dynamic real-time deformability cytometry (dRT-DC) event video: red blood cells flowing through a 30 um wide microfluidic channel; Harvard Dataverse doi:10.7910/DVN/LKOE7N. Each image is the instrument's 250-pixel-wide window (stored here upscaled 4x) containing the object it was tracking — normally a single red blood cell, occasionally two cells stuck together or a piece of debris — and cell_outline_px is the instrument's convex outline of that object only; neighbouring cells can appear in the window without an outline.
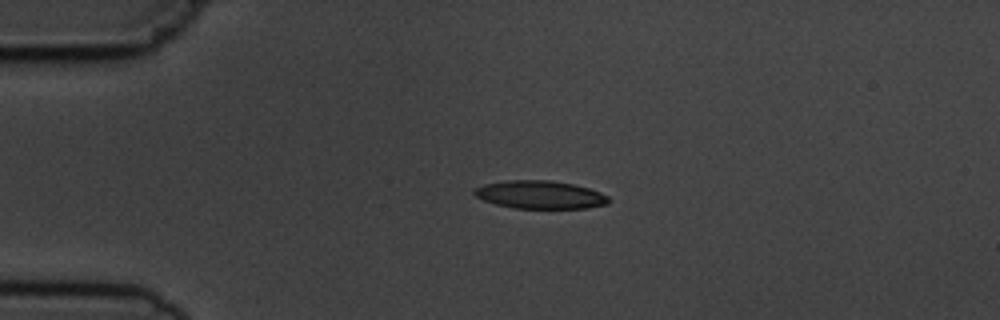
{"species": "common noctule bat (a hibernating species)", "species_latin": "Nyctalus noctula", "temperature_condition": "cold", "stored_images_in_passage": 4, "camera_frame_rate_fps": 3000, "um_per_image_px": 0.085, "animal": {"sex": "male", "body_mass_g": 19.5, "forearm_length_mm": 54.6}, "frame": {"image": 1, "passage_image": 2, "time_ms": 1.0, "image_size_px": [1000, 320], "cell_outline_px": [[612, 200], [608, 204], [588, 208], [516, 208], [496, 204], [484, 200], [476, 196], [472, 192], [476, 188], [484, 184], [504, 180], [552, 180], [572, 184], [588, 188], [600, 192], [608, 196]], "centroid_in_image_um": [45.93, 16.55], "position_along_channel_um": 39.1, "area_um2": 21.96}}
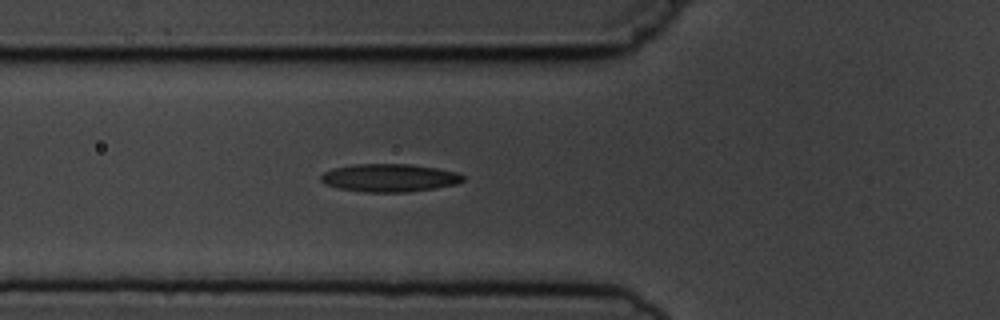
{"frame": {"image": 2, "passage_image": 4, "time_ms": 3.333, "image_size_px": [1000, 320], "cell_outline_px": [[464, 180], [456, 184], [436, 188], [408, 192], [364, 192], [336, 188], [324, 184], [320, 180], [320, 176], [324, 172], [332, 168], [352, 164], [412, 164], [436, 168], [456, 172], [464, 176]], "centroid_in_image_um": [33.06, 15.12], "position_along_channel_um": 92.7, "area_um2": 23.35}}